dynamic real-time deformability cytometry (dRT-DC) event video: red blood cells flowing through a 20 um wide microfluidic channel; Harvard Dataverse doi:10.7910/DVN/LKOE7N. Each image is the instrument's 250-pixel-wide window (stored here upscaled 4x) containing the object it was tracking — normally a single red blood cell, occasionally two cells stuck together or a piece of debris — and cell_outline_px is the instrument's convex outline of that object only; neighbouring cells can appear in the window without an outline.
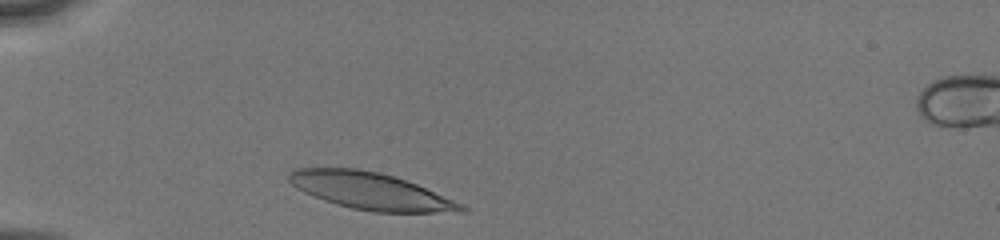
{"species": "human", "species_latin": "Homo sapiens", "temperature_condition": "cold", "stored_images_in_passage": 17, "camera_frame_rate_fps": 3000, "um_per_image_px": 0.085, "donor": {"sex": "male"}, "frame": {"image": 1, "passage_image": 1, "time_ms": 0.0, "image_size_px": [1000, 240], "cell_outline_px": [[468, 208], [464, 212], [372, 212], [352, 208], [336, 204], [324, 200], [304, 192], [296, 188], [288, 180], [288, 172], [296, 168], [356, 168], [380, 172], [416, 184], [452, 200]], "centroid_in_image_um": [31.44, 16.23], "position_along_channel_um": 53.6, "area_um2": 36.65}}
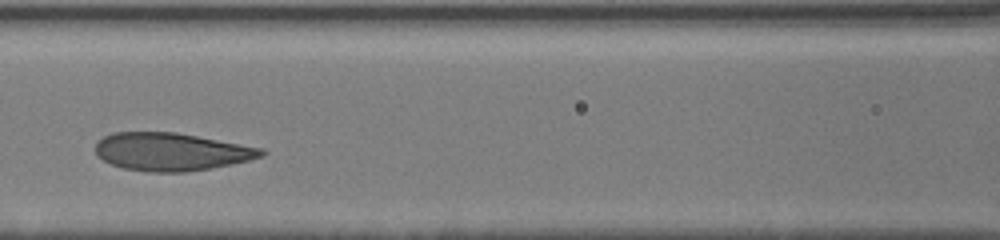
{"frame": {"image": 2, "passage_image": 10, "time_ms": 3.0, "image_size_px": [1000, 240], "cell_outline_px": [[268, 152], [264, 156], [248, 160], [212, 168], [184, 172], [148, 172], [124, 168], [112, 164], [96, 156], [96, 144], [104, 136], [112, 132], [176, 132], [264, 148]], "centroid_in_image_um": [14.58, 12.89], "position_along_channel_um": 152.0, "area_um2": 36.65}}
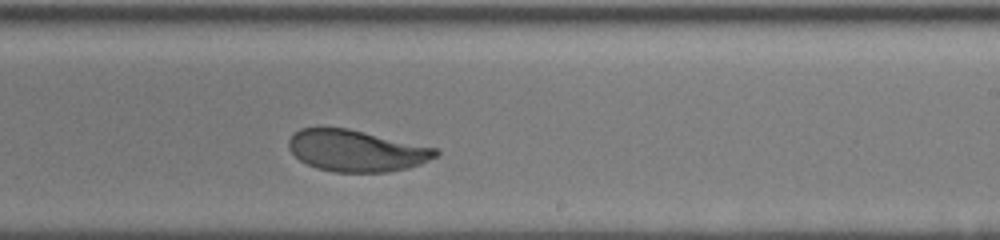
{"frame": {"image": 3, "passage_image": 17, "time_ms": 5.667, "image_size_px": [1000, 240], "cell_outline_px": [[440, 152], [436, 156], [420, 164], [408, 168], [388, 172], [332, 172], [316, 168], [300, 160], [288, 148], [288, 140], [292, 132], [300, 128], [320, 124], [348, 128], [436, 148]], "centroid_in_image_um": [30.2, 12.77], "position_along_channel_um": 258.8, "area_um2": 36.24}}